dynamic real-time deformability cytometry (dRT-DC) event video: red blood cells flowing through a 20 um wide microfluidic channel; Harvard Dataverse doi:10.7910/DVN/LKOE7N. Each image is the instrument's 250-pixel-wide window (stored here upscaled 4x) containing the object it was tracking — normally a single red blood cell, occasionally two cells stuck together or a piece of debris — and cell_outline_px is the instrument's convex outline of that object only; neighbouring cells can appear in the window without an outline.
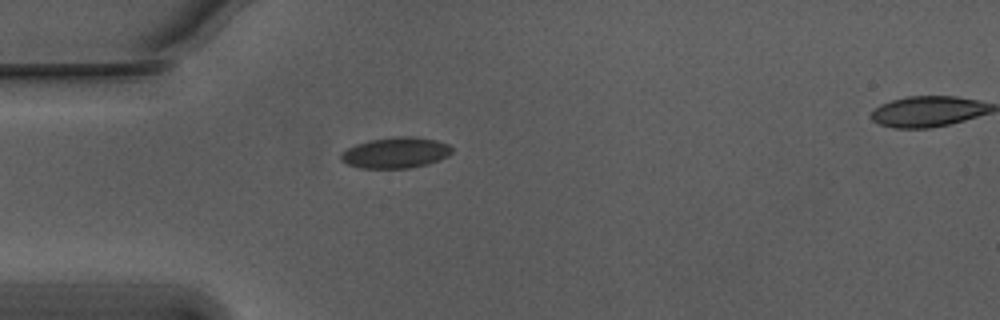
{"species": "Egyptian fruit bat (a non-hibernating species)", "species_latin": "Rousettus aegyptiacus", "temperature_condition": "warm", "stored_images_in_passage": 40, "camera_frame_rate_fps": 3000, "um_per_image_px": 0.085, "animal": {"sex": "male"}, "frame": {"image": 1, "passage_image": 1, "time_ms": 0.0, "image_size_px": [1000, 320], "cell_outline_px": [[452, 152], [448, 156], [428, 164], [412, 168], [360, 168], [348, 164], [340, 160], [340, 152], [356, 144], [368, 140], [392, 136], [416, 136], [436, 140], [448, 144], [452, 148]], "centroid_in_image_um": [33.62, 12.97], "position_along_channel_um": 51.4, "area_um2": 20.23}}
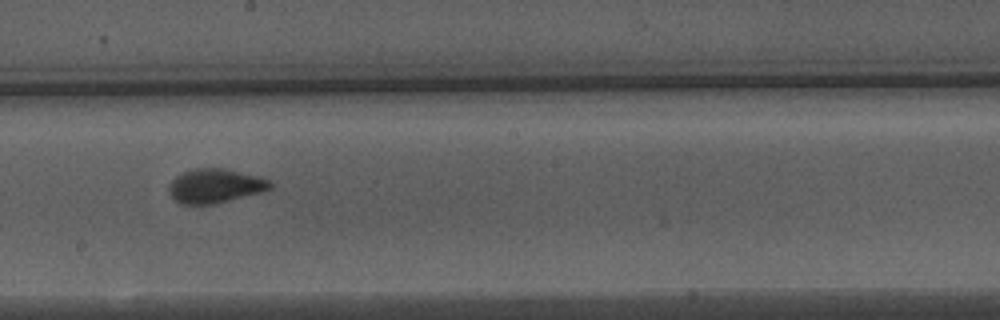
{"frame": {"image": 2, "passage_image": 16, "time_ms": 5.0, "image_size_px": [1000, 320], "cell_outline_px": [[272, 188], [260, 192], [216, 204], [180, 204], [168, 192], [168, 188], [172, 180], [176, 176], [184, 172], [196, 168], [224, 168], [256, 176], [268, 180], [272, 184]], "centroid_in_image_um": [18.26, 15.81], "position_along_channel_um": 229.9, "area_um2": 19.94}}
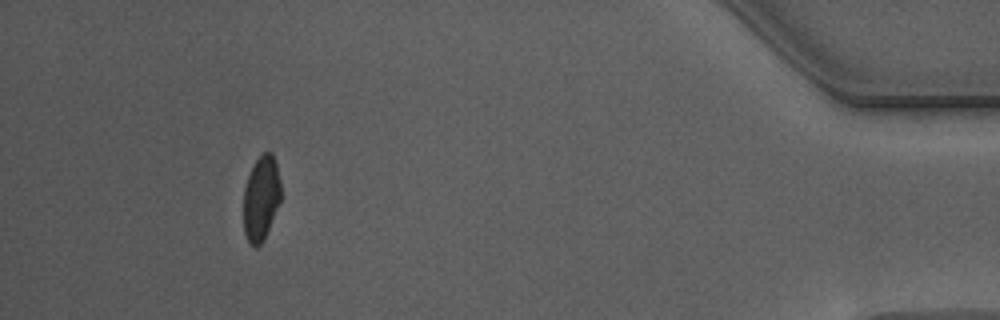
{"frame": {"image": 3, "passage_image": 36, "time_ms": 11.667, "image_size_px": [1000, 320], "cell_outline_px": [[280, 200], [264, 240], [256, 248], [248, 244], [244, 232], [244, 188], [248, 176], [256, 160], [264, 152], [272, 152], [276, 164], [280, 180]], "centroid_in_image_um": [22.18, 16.88], "position_along_channel_um": 413.0, "area_um2": 18.32}, "authors_computed_cell_mechanics": {"area_um2": 19.5942, "velocity_mm_per_s": 3.7579, "shape_relaxation_time_tau1_ms": 5.2115, "shape_relaxation_time_tau2_ms": 0.7352, "deformation_change_tau1": 0.1226, "deformation_change_tau2": 0.0524}}